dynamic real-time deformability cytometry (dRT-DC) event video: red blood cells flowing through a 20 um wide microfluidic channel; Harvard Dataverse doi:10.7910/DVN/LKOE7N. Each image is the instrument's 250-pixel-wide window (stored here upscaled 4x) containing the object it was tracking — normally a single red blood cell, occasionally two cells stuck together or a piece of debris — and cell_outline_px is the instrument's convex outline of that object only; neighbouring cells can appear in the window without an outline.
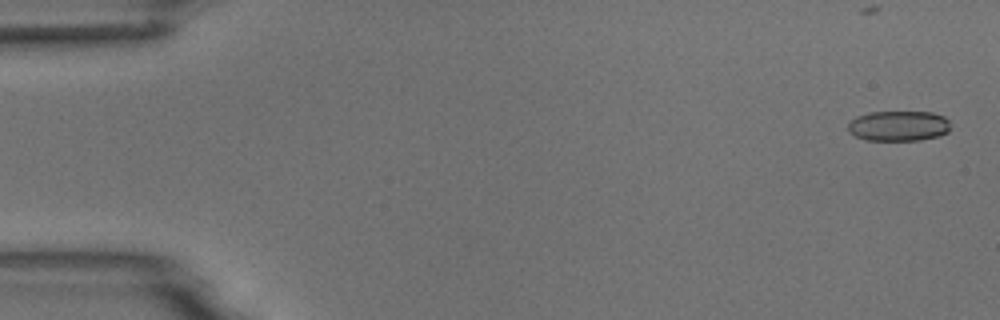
{"species": "common noctule bat (a hibernating species)", "species_latin": "Nyctalus noctula", "temperature_condition": "room temperature", "stored_images_in_passage": 5, "camera_frame_rate_fps": 3000, "um_per_image_px": 0.085, "animal": {"sex": "male", "body_mass_g": 18.8}, "frame": {"image": 1, "passage_image": 1, "time_ms": 0.0, "image_size_px": [1000, 320], "cell_outline_px": [[948, 132], [940, 136], [920, 140], [864, 140], [848, 132], [848, 124], [856, 116], [868, 112], [932, 112], [944, 116], [948, 120]], "centroid_in_image_um": [76.36, 10.7], "position_along_channel_um": 8.6, "area_um2": 18.15}}
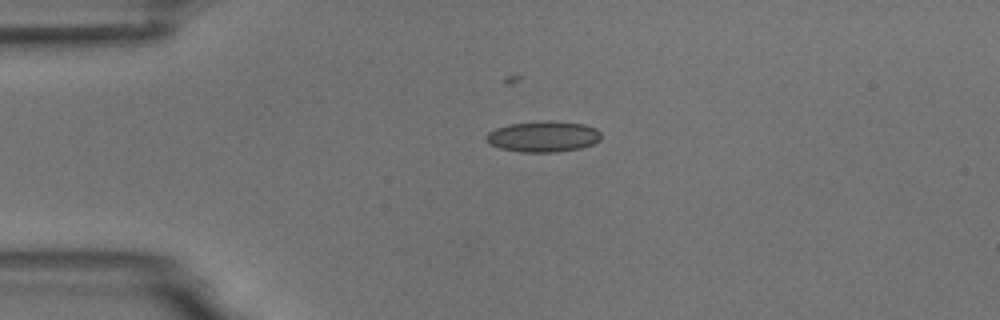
{"frame": {"image": 2, "passage_image": 4, "time_ms": 3.667, "image_size_px": [1000, 320], "cell_outline_px": [[600, 140], [592, 144], [580, 148], [556, 152], [520, 152], [500, 148], [488, 144], [484, 136], [488, 132], [496, 128], [508, 124], [548, 120], [552, 120], [584, 124], [596, 128], [600, 132]], "centroid_in_image_um": [46.15, 11.6], "position_along_channel_um": 38.9, "area_um2": 20.87}}